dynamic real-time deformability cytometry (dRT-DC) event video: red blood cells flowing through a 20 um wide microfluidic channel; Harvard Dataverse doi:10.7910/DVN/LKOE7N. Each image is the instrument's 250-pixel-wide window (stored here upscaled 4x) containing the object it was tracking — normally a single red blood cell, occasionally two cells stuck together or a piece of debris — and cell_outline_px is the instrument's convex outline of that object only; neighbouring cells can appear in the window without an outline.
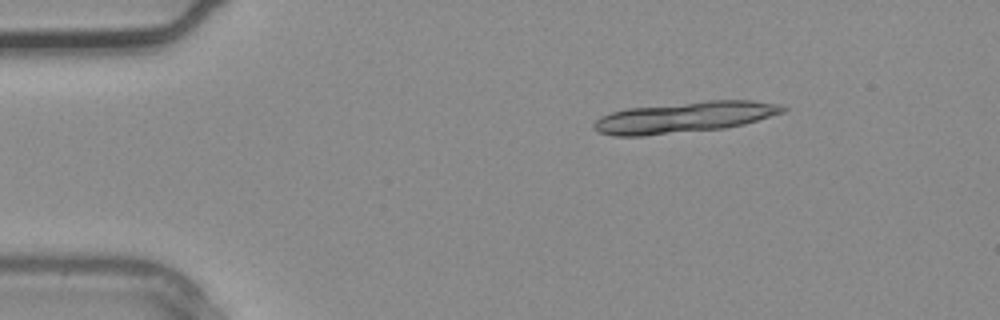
{"species": "common noctule bat (a hibernating species)", "species_latin": "Nyctalus noctula", "temperature_condition": "warm", "stored_images_in_passage": 3, "segment_of_instrument_passage": [1, 2], "camera_frame_rate_fps": 3000, "um_per_image_px": 0.085, "animal": {"sex": "male", "body_mass_g": 20.4}, "frame": {"image": 1, "passage_image": 2, "time_ms": 0.333, "image_size_px": [1000, 320], "cell_outline_px": [[788, 108], [784, 112], [744, 124], [724, 128], [644, 136], [612, 136], [600, 132], [592, 124], [600, 116], [624, 108], [708, 100], [752, 100], [780, 104]], "centroid_in_image_um": [58.18, 9.96], "position_along_channel_um": 26.8, "area_um2": 34.22}}